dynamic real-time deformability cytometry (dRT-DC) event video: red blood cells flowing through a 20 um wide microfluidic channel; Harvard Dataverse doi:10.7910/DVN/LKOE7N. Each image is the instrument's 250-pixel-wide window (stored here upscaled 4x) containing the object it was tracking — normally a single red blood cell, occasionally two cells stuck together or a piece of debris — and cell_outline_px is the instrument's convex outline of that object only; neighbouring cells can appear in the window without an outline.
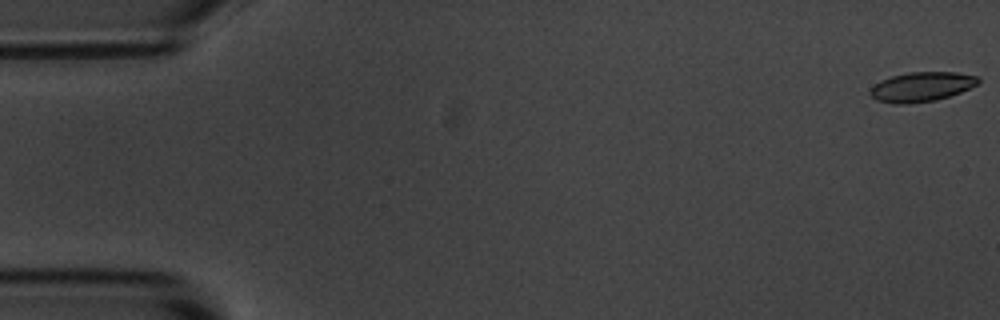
{"species": "common noctule bat (a hibernating species)", "species_latin": "Nyctalus noctula", "temperature_condition": "room temperature", "stored_images_in_passage": 15, "camera_frame_rate_fps": 3000, "um_per_image_px": 0.085, "animal": {"sex": "male", "body_mass_g": 20.1, "forearm_length_mm": 53.5}, "frame": {"image": 1, "passage_image": 1, "time_ms": 0.0, "image_size_px": [1000, 320], "cell_outline_px": [[980, 80], [976, 84], [960, 92], [936, 100], [908, 104], [892, 104], [876, 100], [868, 92], [880, 80], [892, 76], [908, 72], [956, 72], [980, 76]], "centroid_in_image_um": [78.32, 7.38], "position_along_channel_um": 6.7, "area_um2": 18.61}}
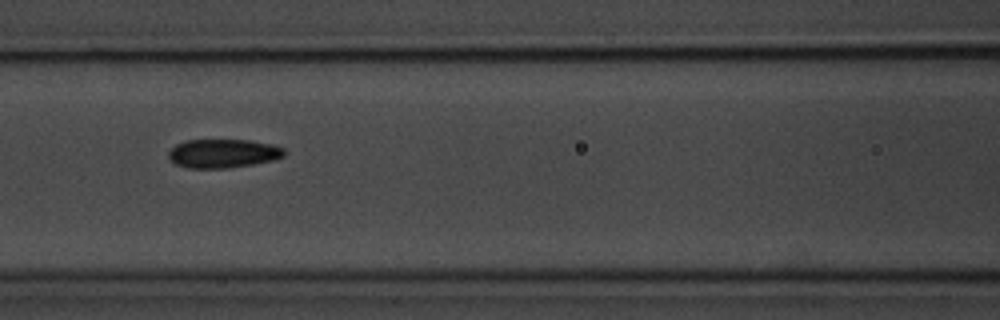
{"frame": {"image": 2, "passage_image": 7, "time_ms": 7.667, "image_size_px": [1000, 320], "cell_outline_px": [[284, 156], [272, 160], [252, 164], [228, 168], [188, 168], [176, 164], [168, 156], [168, 152], [176, 144], [188, 140], [248, 140], [272, 144], [284, 148]], "centroid_in_image_um": [18.95, 13.04], "position_along_channel_um": 147.6, "area_um2": 19.25}}
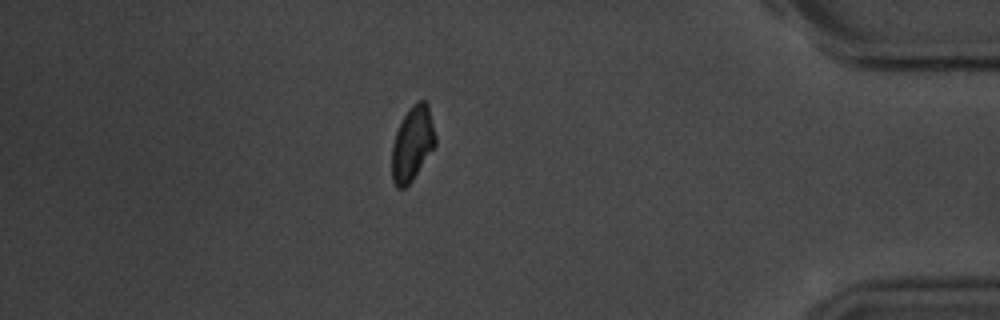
{"frame": {"image": 3, "passage_image": 14, "time_ms": 15.667, "image_size_px": [1000, 320], "cell_outline_px": [[436, 144], [412, 180], [404, 188], [396, 188], [392, 180], [392, 144], [396, 132], [408, 108], [416, 100], [424, 100], [428, 104], [436, 136]], "centroid_in_image_um": [35.05, 12.19], "position_along_channel_um": 400.2, "area_um2": 18.84}, "authors_computed_cell_mechanics": {"area_um2": 19.363, "velocity_mm_per_s": 3.6427, "shape_relaxation_time_tau1_ms": 2.2051, "shape_relaxation_time_tau2_ms": null, "deformation_change_tau1": 0.0815, "deformation_change_tau2": null}}